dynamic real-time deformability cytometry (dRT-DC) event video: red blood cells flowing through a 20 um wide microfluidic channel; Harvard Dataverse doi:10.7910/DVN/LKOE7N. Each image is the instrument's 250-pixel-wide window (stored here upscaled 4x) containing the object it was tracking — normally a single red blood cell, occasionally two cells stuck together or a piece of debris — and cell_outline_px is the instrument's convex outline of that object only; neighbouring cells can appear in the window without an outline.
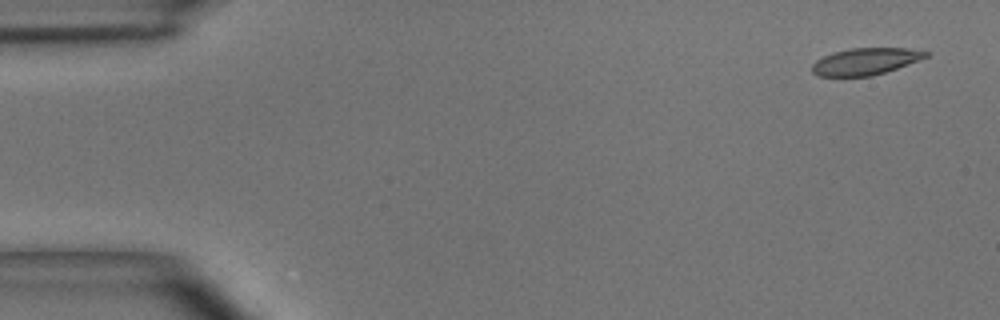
{"species": "common noctule bat (a hibernating species)", "species_latin": "Nyctalus noctula", "temperature_condition": "room temperature", "stored_images_in_passage": 4, "camera_frame_rate_fps": 3000, "um_per_image_px": 0.085, "animal": {"sex": "male", "body_mass_g": 15.6}, "frame": {"image": 1, "passage_image": 1, "time_ms": 0.0, "image_size_px": [1000, 320], "cell_outline_px": [[928, 56], [896, 68], [872, 76], [820, 76], [812, 72], [812, 64], [816, 60], [832, 52], [852, 48], [908, 48], [928, 52]], "centroid_in_image_um": [73.52, 5.21], "position_along_channel_um": 11.5, "area_um2": 17.51}}